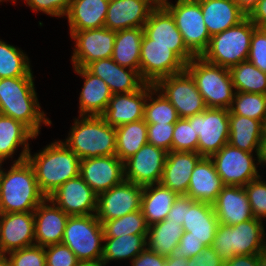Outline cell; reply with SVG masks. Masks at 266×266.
Masks as SVG:
<instances>
[{"instance_id": "6da1fadb", "label": "cell", "mask_w": 266, "mask_h": 266, "mask_svg": "<svg viewBox=\"0 0 266 266\" xmlns=\"http://www.w3.org/2000/svg\"><path fill=\"white\" fill-rule=\"evenodd\" d=\"M33 78L0 79V114L21 122L37 137L41 124L51 125V120L41 111Z\"/></svg>"}, {"instance_id": "7a4b0ae2", "label": "cell", "mask_w": 266, "mask_h": 266, "mask_svg": "<svg viewBox=\"0 0 266 266\" xmlns=\"http://www.w3.org/2000/svg\"><path fill=\"white\" fill-rule=\"evenodd\" d=\"M32 165L40 191L48 197L66 181L79 176L80 158L63 141H55L40 152L31 155Z\"/></svg>"}, {"instance_id": "3957f363", "label": "cell", "mask_w": 266, "mask_h": 266, "mask_svg": "<svg viewBox=\"0 0 266 266\" xmlns=\"http://www.w3.org/2000/svg\"><path fill=\"white\" fill-rule=\"evenodd\" d=\"M0 180V213L34 212L46 198L28 160L13 163Z\"/></svg>"}, {"instance_id": "277c9868", "label": "cell", "mask_w": 266, "mask_h": 266, "mask_svg": "<svg viewBox=\"0 0 266 266\" xmlns=\"http://www.w3.org/2000/svg\"><path fill=\"white\" fill-rule=\"evenodd\" d=\"M80 118V119H78ZM64 144L80 159L116 154V127L102 116L79 115Z\"/></svg>"}, {"instance_id": "5b68a950", "label": "cell", "mask_w": 266, "mask_h": 266, "mask_svg": "<svg viewBox=\"0 0 266 266\" xmlns=\"http://www.w3.org/2000/svg\"><path fill=\"white\" fill-rule=\"evenodd\" d=\"M185 70L194 79L207 108L228 109L232 105L235 89L230 70L195 56Z\"/></svg>"}, {"instance_id": "8992f818", "label": "cell", "mask_w": 266, "mask_h": 266, "mask_svg": "<svg viewBox=\"0 0 266 266\" xmlns=\"http://www.w3.org/2000/svg\"><path fill=\"white\" fill-rule=\"evenodd\" d=\"M265 235L263 221L256 218L232 226L219 223L211 246L224 261L236 255L261 254Z\"/></svg>"}, {"instance_id": "52a82bcc", "label": "cell", "mask_w": 266, "mask_h": 266, "mask_svg": "<svg viewBox=\"0 0 266 266\" xmlns=\"http://www.w3.org/2000/svg\"><path fill=\"white\" fill-rule=\"evenodd\" d=\"M256 28L246 17L237 25L211 36L208 47L201 57L207 62L228 69L246 61L251 37Z\"/></svg>"}, {"instance_id": "ba28073f", "label": "cell", "mask_w": 266, "mask_h": 266, "mask_svg": "<svg viewBox=\"0 0 266 266\" xmlns=\"http://www.w3.org/2000/svg\"><path fill=\"white\" fill-rule=\"evenodd\" d=\"M104 232L95 214L69 216L62 244L68 246L79 261H102Z\"/></svg>"}, {"instance_id": "9c48e42d", "label": "cell", "mask_w": 266, "mask_h": 266, "mask_svg": "<svg viewBox=\"0 0 266 266\" xmlns=\"http://www.w3.org/2000/svg\"><path fill=\"white\" fill-rule=\"evenodd\" d=\"M164 7L174 17L187 48L195 56H201L211 36L204 23L200 3L197 0H177L175 5L168 2Z\"/></svg>"}, {"instance_id": "30bf717a", "label": "cell", "mask_w": 266, "mask_h": 266, "mask_svg": "<svg viewBox=\"0 0 266 266\" xmlns=\"http://www.w3.org/2000/svg\"><path fill=\"white\" fill-rule=\"evenodd\" d=\"M198 134V153L211 157L229 142V110L206 108L187 118Z\"/></svg>"}, {"instance_id": "8fae6325", "label": "cell", "mask_w": 266, "mask_h": 266, "mask_svg": "<svg viewBox=\"0 0 266 266\" xmlns=\"http://www.w3.org/2000/svg\"><path fill=\"white\" fill-rule=\"evenodd\" d=\"M154 87L175 107L180 118L194 116L207 108L194 79L186 70L159 79Z\"/></svg>"}, {"instance_id": "7c38bea8", "label": "cell", "mask_w": 266, "mask_h": 266, "mask_svg": "<svg viewBox=\"0 0 266 266\" xmlns=\"http://www.w3.org/2000/svg\"><path fill=\"white\" fill-rule=\"evenodd\" d=\"M253 154L227 143L210 158L224 185L244 187L260 176L256 166L259 162H255Z\"/></svg>"}, {"instance_id": "4fadbf2b", "label": "cell", "mask_w": 266, "mask_h": 266, "mask_svg": "<svg viewBox=\"0 0 266 266\" xmlns=\"http://www.w3.org/2000/svg\"><path fill=\"white\" fill-rule=\"evenodd\" d=\"M186 63L169 46L149 45L144 33L140 51V76L146 82L155 84L159 79L181 73Z\"/></svg>"}, {"instance_id": "5bb4252c", "label": "cell", "mask_w": 266, "mask_h": 266, "mask_svg": "<svg viewBox=\"0 0 266 266\" xmlns=\"http://www.w3.org/2000/svg\"><path fill=\"white\" fill-rule=\"evenodd\" d=\"M149 45L169 46L186 64L195 55L187 48L183 36L176 27L174 17L164 6L155 7L144 25Z\"/></svg>"}, {"instance_id": "9a60e30c", "label": "cell", "mask_w": 266, "mask_h": 266, "mask_svg": "<svg viewBox=\"0 0 266 266\" xmlns=\"http://www.w3.org/2000/svg\"><path fill=\"white\" fill-rule=\"evenodd\" d=\"M143 186L127 180L97 195L96 217L100 222L140 210Z\"/></svg>"}, {"instance_id": "2e32d148", "label": "cell", "mask_w": 266, "mask_h": 266, "mask_svg": "<svg viewBox=\"0 0 266 266\" xmlns=\"http://www.w3.org/2000/svg\"><path fill=\"white\" fill-rule=\"evenodd\" d=\"M116 32L106 27L83 31H70L76 42L71 60L73 67H86L89 63L111 58Z\"/></svg>"}, {"instance_id": "e0dca14e", "label": "cell", "mask_w": 266, "mask_h": 266, "mask_svg": "<svg viewBox=\"0 0 266 266\" xmlns=\"http://www.w3.org/2000/svg\"><path fill=\"white\" fill-rule=\"evenodd\" d=\"M167 153L146 143L124 162V179L141 186L160 183Z\"/></svg>"}, {"instance_id": "ac0fdd59", "label": "cell", "mask_w": 266, "mask_h": 266, "mask_svg": "<svg viewBox=\"0 0 266 266\" xmlns=\"http://www.w3.org/2000/svg\"><path fill=\"white\" fill-rule=\"evenodd\" d=\"M47 198L68 216L96 214L97 194L80 175L66 181Z\"/></svg>"}, {"instance_id": "d6986e66", "label": "cell", "mask_w": 266, "mask_h": 266, "mask_svg": "<svg viewBox=\"0 0 266 266\" xmlns=\"http://www.w3.org/2000/svg\"><path fill=\"white\" fill-rule=\"evenodd\" d=\"M79 175L98 195L124 180V163L116 155L81 159Z\"/></svg>"}, {"instance_id": "ffe728a7", "label": "cell", "mask_w": 266, "mask_h": 266, "mask_svg": "<svg viewBox=\"0 0 266 266\" xmlns=\"http://www.w3.org/2000/svg\"><path fill=\"white\" fill-rule=\"evenodd\" d=\"M35 245L33 212L0 213V255Z\"/></svg>"}, {"instance_id": "44dd1931", "label": "cell", "mask_w": 266, "mask_h": 266, "mask_svg": "<svg viewBox=\"0 0 266 266\" xmlns=\"http://www.w3.org/2000/svg\"><path fill=\"white\" fill-rule=\"evenodd\" d=\"M33 214L35 245L46 247L62 243L69 216L47 197L38 205Z\"/></svg>"}, {"instance_id": "7402d4cb", "label": "cell", "mask_w": 266, "mask_h": 266, "mask_svg": "<svg viewBox=\"0 0 266 266\" xmlns=\"http://www.w3.org/2000/svg\"><path fill=\"white\" fill-rule=\"evenodd\" d=\"M155 7L149 0H109L104 27L115 32L144 27Z\"/></svg>"}, {"instance_id": "603a6c76", "label": "cell", "mask_w": 266, "mask_h": 266, "mask_svg": "<svg viewBox=\"0 0 266 266\" xmlns=\"http://www.w3.org/2000/svg\"><path fill=\"white\" fill-rule=\"evenodd\" d=\"M148 96V83L139 90L113 94L105 112L101 115L113 127L144 119V105Z\"/></svg>"}, {"instance_id": "cb8c5ba5", "label": "cell", "mask_w": 266, "mask_h": 266, "mask_svg": "<svg viewBox=\"0 0 266 266\" xmlns=\"http://www.w3.org/2000/svg\"><path fill=\"white\" fill-rule=\"evenodd\" d=\"M85 68L105 81L112 94L135 92L146 83L137 70L122 67L112 58L93 61Z\"/></svg>"}, {"instance_id": "d4e9b609", "label": "cell", "mask_w": 266, "mask_h": 266, "mask_svg": "<svg viewBox=\"0 0 266 266\" xmlns=\"http://www.w3.org/2000/svg\"><path fill=\"white\" fill-rule=\"evenodd\" d=\"M212 205L220 224L232 226L254 218L242 186L225 185Z\"/></svg>"}, {"instance_id": "484cf974", "label": "cell", "mask_w": 266, "mask_h": 266, "mask_svg": "<svg viewBox=\"0 0 266 266\" xmlns=\"http://www.w3.org/2000/svg\"><path fill=\"white\" fill-rule=\"evenodd\" d=\"M201 158L197 152H168L160 184L178 196L186 195L191 174Z\"/></svg>"}, {"instance_id": "4316f807", "label": "cell", "mask_w": 266, "mask_h": 266, "mask_svg": "<svg viewBox=\"0 0 266 266\" xmlns=\"http://www.w3.org/2000/svg\"><path fill=\"white\" fill-rule=\"evenodd\" d=\"M224 186L212 159L202 157L191 174L186 195L194 201L213 204Z\"/></svg>"}, {"instance_id": "83f0119b", "label": "cell", "mask_w": 266, "mask_h": 266, "mask_svg": "<svg viewBox=\"0 0 266 266\" xmlns=\"http://www.w3.org/2000/svg\"><path fill=\"white\" fill-rule=\"evenodd\" d=\"M218 224L219 220L212 204L194 201L189 208H186L182 237H194L201 240L205 246H211Z\"/></svg>"}, {"instance_id": "f1b7e54d", "label": "cell", "mask_w": 266, "mask_h": 266, "mask_svg": "<svg viewBox=\"0 0 266 266\" xmlns=\"http://www.w3.org/2000/svg\"><path fill=\"white\" fill-rule=\"evenodd\" d=\"M83 77L84 85L79 97L80 115L101 116L112 98L109 86L101 78L90 73L85 67H73Z\"/></svg>"}, {"instance_id": "f546056e", "label": "cell", "mask_w": 266, "mask_h": 266, "mask_svg": "<svg viewBox=\"0 0 266 266\" xmlns=\"http://www.w3.org/2000/svg\"><path fill=\"white\" fill-rule=\"evenodd\" d=\"M210 36L240 23L247 17L234 0H197Z\"/></svg>"}, {"instance_id": "4dcf8cb0", "label": "cell", "mask_w": 266, "mask_h": 266, "mask_svg": "<svg viewBox=\"0 0 266 266\" xmlns=\"http://www.w3.org/2000/svg\"><path fill=\"white\" fill-rule=\"evenodd\" d=\"M30 139H36V136L24 124L0 114V162L13 158L19 146H23L22 152L13 163L26 160L30 151L28 143Z\"/></svg>"}, {"instance_id": "1f68e13d", "label": "cell", "mask_w": 266, "mask_h": 266, "mask_svg": "<svg viewBox=\"0 0 266 266\" xmlns=\"http://www.w3.org/2000/svg\"><path fill=\"white\" fill-rule=\"evenodd\" d=\"M109 0H71L65 15L69 31H83L104 27Z\"/></svg>"}, {"instance_id": "d6a6232c", "label": "cell", "mask_w": 266, "mask_h": 266, "mask_svg": "<svg viewBox=\"0 0 266 266\" xmlns=\"http://www.w3.org/2000/svg\"><path fill=\"white\" fill-rule=\"evenodd\" d=\"M265 125L249 117L229 114V144L247 152L256 153L257 159Z\"/></svg>"}, {"instance_id": "836d02e7", "label": "cell", "mask_w": 266, "mask_h": 266, "mask_svg": "<svg viewBox=\"0 0 266 266\" xmlns=\"http://www.w3.org/2000/svg\"><path fill=\"white\" fill-rule=\"evenodd\" d=\"M177 197L160 183L143 186L140 209L148 226L165 220Z\"/></svg>"}, {"instance_id": "e575fe53", "label": "cell", "mask_w": 266, "mask_h": 266, "mask_svg": "<svg viewBox=\"0 0 266 266\" xmlns=\"http://www.w3.org/2000/svg\"><path fill=\"white\" fill-rule=\"evenodd\" d=\"M144 28L117 31L111 58L120 66L140 73V51Z\"/></svg>"}, {"instance_id": "d590c367", "label": "cell", "mask_w": 266, "mask_h": 266, "mask_svg": "<svg viewBox=\"0 0 266 266\" xmlns=\"http://www.w3.org/2000/svg\"><path fill=\"white\" fill-rule=\"evenodd\" d=\"M183 233L182 225L166 218L159 223L149 226L146 235V248L167 257L178 246Z\"/></svg>"}, {"instance_id": "8d00e7d4", "label": "cell", "mask_w": 266, "mask_h": 266, "mask_svg": "<svg viewBox=\"0 0 266 266\" xmlns=\"http://www.w3.org/2000/svg\"><path fill=\"white\" fill-rule=\"evenodd\" d=\"M148 143L144 119L116 127V156L124 163Z\"/></svg>"}, {"instance_id": "74e56055", "label": "cell", "mask_w": 266, "mask_h": 266, "mask_svg": "<svg viewBox=\"0 0 266 266\" xmlns=\"http://www.w3.org/2000/svg\"><path fill=\"white\" fill-rule=\"evenodd\" d=\"M102 262L104 266L111 260L132 261L146 248V235H124L117 238H104Z\"/></svg>"}, {"instance_id": "f35d334b", "label": "cell", "mask_w": 266, "mask_h": 266, "mask_svg": "<svg viewBox=\"0 0 266 266\" xmlns=\"http://www.w3.org/2000/svg\"><path fill=\"white\" fill-rule=\"evenodd\" d=\"M235 92L266 94V73L246 60L230 69Z\"/></svg>"}, {"instance_id": "ab89813d", "label": "cell", "mask_w": 266, "mask_h": 266, "mask_svg": "<svg viewBox=\"0 0 266 266\" xmlns=\"http://www.w3.org/2000/svg\"><path fill=\"white\" fill-rule=\"evenodd\" d=\"M154 94L157 97L154 98ZM179 119L177 110L169 100L154 87V84L148 83V96L144 105V121L146 123L169 124L176 123Z\"/></svg>"}, {"instance_id": "60d3db41", "label": "cell", "mask_w": 266, "mask_h": 266, "mask_svg": "<svg viewBox=\"0 0 266 266\" xmlns=\"http://www.w3.org/2000/svg\"><path fill=\"white\" fill-rule=\"evenodd\" d=\"M33 75L23 50L0 40V79Z\"/></svg>"}, {"instance_id": "b9f144b4", "label": "cell", "mask_w": 266, "mask_h": 266, "mask_svg": "<svg viewBox=\"0 0 266 266\" xmlns=\"http://www.w3.org/2000/svg\"><path fill=\"white\" fill-rule=\"evenodd\" d=\"M101 223L104 238H117L128 234L147 235L149 228L141 209Z\"/></svg>"}, {"instance_id": "7bdbcfd3", "label": "cell", "mask_w": 266, "mask_h": 266, "mask_svg": "<svg viewBox=\"0 0 266 266\" xmlns=\"http://www.w3.org/2000/svg\"><path fill=\"white\" fill-rule=\"evenodd\" d=\"M229 114L259 120L266 126V94L235 92Z\"/></svg>"}, {"instance_id": "ee69618b", "label": "cell", "mask_w": 266, "mask_h": 266, "mask_svg": "<svg viewBox=\"0 0 266 266\" xmlns=\"http://www.w3.org/2000/svg\"><path fill=\"white\" fill-rule=\"evenodd\" d=\"M172 151L198 153V134L194 130L193 123L187 118H180L174 123Z\"/></svg>"}, {"instance_id": "f6af8a7d", "label": "cell", "mask_w": 266, "mask_h": 266, "mask_svg": "<svg viewBox=\"0 0 266 266\" xmlns=\"http://www.w3.org/2000/svg\"><path fill=\"white\" fill-rule=\"evenodd\" d=\"M261 176L244 186L253 217L263 221L266 218V181ZM263 219V220H262Z\"/></svg>"}, {"instance_id": "bcb514c9", "label": "cell", "mask_w": 266, "mask_h": 266, "mask_svg": "<svg viewBox=\"0 0 266 266\" xmlns=\"http://www.w3.org/2000/svg\"><path fill=\"white\" fill-rule=\"evenodd\" d=\"M9 255V256H8ZM13 266H46L45 247L32 245L6 255Z\"/></svg>"}, {"instance_id": "7dc6e473", "label": "cell", "mask_w": 266, "mask_h": 266, "mask_svg": "<svg viewBox=\"0 0 266 266\" xmlns=\"http://www.w3.org/2000/svg\"><path fill=\"white\" fill-rule=\"evenodd\" d=\"M173 131L174 123H147L148 143L170 152L172 151Z\"/></svg>"}, {"instance_id": "c3c4849f", "label": "cell", "mask_w": 266, "mask_h": 266, "mask_svg": "<svg viewBox=\"0 0 266 266\" xmlns=\"http://www.w3.org/2000/svg\"><path fill=\"white\" fill-rule=\"evenodd\" d=\"M46 266H75L79 260L66 245L53 244L45 247Z\"/></svg>"}, {"instance_id": "681fc988", "label": "cell", "mask_w": 266, "mask_h": 266, "mask_svg": "<svg viewBox=\"0 0 266 266\" xmlns=\"http://www.w3.org/2000/svg\"><path fill=\"white\" fill-rule=\"evenodd\" d=\"M247 60L266 73V35L260 28L253 31Z\"/></svg>"}, {"instance_id": "f907efd6", "label": "cell", "mask_w": 266, "mask_h": 266, "mask_svg": "<svg viewBox=\"0 0 266 266\" xmlns=\"http://www.w3.org/2000/svg\"><path fill=\"white\" fill-rule=\"evenodd\" d=\"M25 2L35 12L42 11L58 18L67 14L71 4V0H25Z\"/></svg>"}, {"instance_id": "816d5d0a", "label": "cell", "mask_w": 266, "mask_h": 266, "mask_svg": "<svg viewBox=\"0 0 266 266\" xmlns=\"http://www.w3.org/2000/svg\"><path fill=\"white\" fill-rule=\"evenodd\" d=\"M206 246L194 237H181L178 246L166 258H191L203 251Z\"/></svg>"}, {"instance_id": "f5cc1de1", "label": "cell", "mask_w": 266, "mask_h": 266, "mask_svg": "<svg viewBox=\"0 0 266 266\" xmlns=\"http://www.w3.org/2000/svg\"><path fill=\"white\" fill-rule=\"evenodd\" d=\"M224 262L212 246H206L202 252L188 259V266H224Z\"/></svg>"}, {"instance_id": "db71d44e", "label": "cell", "mask_w": 266, "mask_h": 266, "mask_svg": "<svg viewBox=\"0 0 266 266\" xmlns=\"http://www.w3.org/2000/svg\"><path fill=\"white\" fill-rule=\"evenodd\" d=\"M193 202L194 200L189 196L179 195L175 199V202L167 215V219H172L175 223L183 225V220L186 215V208H189Z\"/></svg>"}, {"instance_id": "11a10c76", "label": "cell", "mask_w": 266, "mask_h": 266, "mask_svg": "<svg viewBox=\"0 0 266 266\" xmlns=\"http://www.w3.org/2000/svg\"><path fill=\"white\" fill-rule=\"evenodd\" d=\"M166 257L145 248L132 261V266H165Z\"/></svg>"}, {"instance_id": "9f6ffc18", "label": "cell", "mask_w": 266, "mask_h": 266, "mask_svg": "<svg viewBox=\"0 0 266 266\" xmlns=\"http://www.w3.org/2000/svg\"><path fill=\"white\" fill-rule=\"evenodd\" d=\"M247 17L257 28L266 24V0H259Z\"/></svg>"}, {"instance_id": "6f0895ef", "label": "cell", "mask_w": 266, "mask_h": 266, "mask_svg": "<svg viewBox=\"0 0 266 266\" xmlns=\"http://www.w3.org/2000/svg\"><path fill=\"white\" fill-rule=\"evenodd\" d=\"M224 266H257V254L233 256L225 260Z\"/></svg>"}, {"instance_id": "680465c9", "label": "cell", "mask_w": 266, "mask_h": 266, "mask_svg": "<svg viewBox=\"0 0 266 266\" xmlns=\"http://www.w3.org/2000/svg\"><path fill=\"white\" fill-rule=\"evenodd\" d=\"M238 7L247 15L251 12V10L257 5L259 0H234Z\"/></svg>"}, {"instance_id": "91938a15", "label": "cell", "mask_w": 266, "mask_h": 266, "mask_svg": "<svg viewBox=\"0 0 266 266\" xmlns=\"http://www.w3.org/2000/svg\"><path fill=\"white\" fill-rule=\"evenodd\" d=\"M257 161L259 162V165H262V166L266 165V127L263 132V137L260 143V150H259Z\"/></svg>"}, {"instance_id": "94428289", "label": "cell", "mask_w": 266, "mask_h": 266, "mask_svg": "<svg viewBox=\"0 0 266 266\" xmlns=\"http://www.w3.org/2000/svg\"><path fill=\"white\" fill-rule=\"evenodd\" d=\"M165 266H188V258H166Z\"/></svg>"}, {"instance_id": "6125c7cd", "label": "cell", "mask_w": 266, "mask_h": 266, "mask_svg": "<svg viewBox=\"0 0 266 266\" xmlns=\"http://www.w3.org/2000/svg\"><path fill=\"white\" fill-rule=\"evenodd\" d=\"M75 266H104L102 261H79Z\"/></svg>"}, {"instance_id": "be15d7a7", "label": "cell", "mask_w": 266, "mask_h": 266, "mask_svg": "<svg viewBox=\"0 0 266 266\" xmlns=\"http://www.w3.org/2000/svg\"><path fill=\"white\" fill-rule=\"evenodd\" d=\"M257 266H266V252L257 254Z\"/></svg>"}, {"instance_id": "e7e4bbea", "label": "cell", "mask_w": 266, "mask_h": 266, "mask_svg": "<svg viewBox=\"0 0 266 266\" xmlns=\"http://www.w3.org/2000/svg\"><path fill=\"white\" fill-rule=\"evenodd\" d=\"M0 266H13L6 255H0Z\"/></svg>"}, {"instance_id": "03108f58", "label": "cell", "mask_w": 266, "mask_h": 266, "mask_svg": "<svg viewBox=\"0 0 266 266\" xmlns=\"http://www.w3.org/2000/svg\"><path fill=\"white\" fill-rule=\"evenodd\" d=\"M153 5L157 6H165L168 3V0H149Z\"/></svg>"}, {"instance_id": "003e7915", "label": "cell", "mask_w": 266, "mask_h": 266, "mask_svg": "<svg viewBox=\"0 0 266 266\" xmlns=\"http://www.w3.org/2000/svg\"><path fill=\"white\" fill-rule=\"evenodd\" d=\"M263 32L264 34L266 35V24L262 25L259 27Z\"/></svg>"}, {"instance_id": "a7ac6f4b", "label": "cell", "mask_w": 266, "mask_h": 266, "mask_svg": "<svg viewBox=\"0 0 266 266\" xmlns=\"http://www.w3.org/2000/svg\"><path fill=\"white\" fill-rule=\"evenodd\" d=\"M2 162H0V180H1V174H2Z\"/></svg>"}]
</instances>
